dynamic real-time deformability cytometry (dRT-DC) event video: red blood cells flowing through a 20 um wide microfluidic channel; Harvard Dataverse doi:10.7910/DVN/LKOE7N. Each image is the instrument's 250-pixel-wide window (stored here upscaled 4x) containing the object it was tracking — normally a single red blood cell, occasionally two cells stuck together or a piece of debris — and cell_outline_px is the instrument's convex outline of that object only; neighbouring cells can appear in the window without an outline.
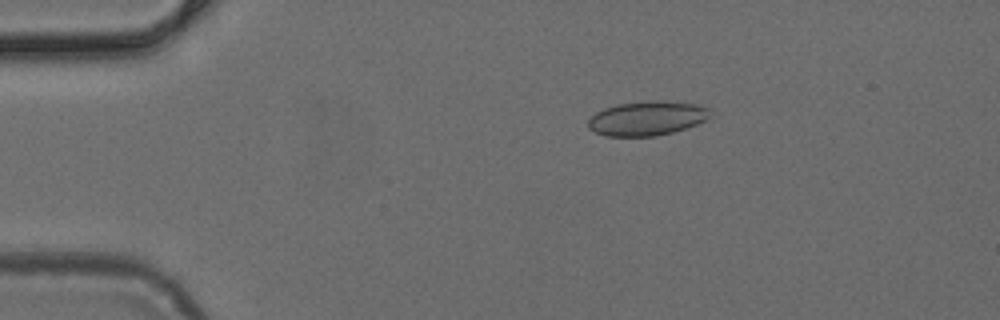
{"species": "common noctule bat (a hibernating species)", "species_latin": "Nyctalus noctula", "temperature_condition": "cold", "stored_images_in_passage": 5, "camera_frame_rate_fps": 3000, "um_per_image_px": 0.085, "animal": {"sex": "female", "body_mass_g": 24.6, "forearm_length_mm": 56.2}, "frame": {"image": 1, "passage_image": 3, "time_ms": 0.667, "image_size_px": [1000, 320], "cell_outline_px": [[708, 116], [704, 120], [696, 124], [672, 132], [656, 136], [604, 136], [588, 128], [588, 120], [596, 112], [604, 108], [620, 104], [648, 100], [660, 100], [700, 104], [708, 108]], "centroid_in_image_um": [54.96, 10.05], "position_along_channel_um": 30.0, "area_um2": 24.28}}
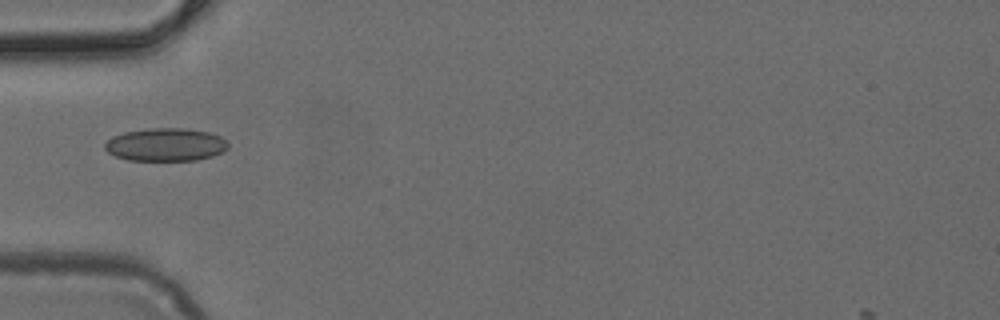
{"frame": {"image": 2, "passage_image": 5, "time_ms": 1.333, "image_size_px": [1000, 320], "cell_outline_px": [[228, 148], [224, 152], [212, 156], [196, 160], [128, 160], [116, 156], [108, 152], [104, 148], [104, 144], [112, 136], [124, 132], [152, 128], [184, 128], [208, 132], [220, 136], [228, 144]], "centroid_in_image_um": [14.08, 12.29], "position_along_channel_um": 70.9, "area_um2": 23.64}}